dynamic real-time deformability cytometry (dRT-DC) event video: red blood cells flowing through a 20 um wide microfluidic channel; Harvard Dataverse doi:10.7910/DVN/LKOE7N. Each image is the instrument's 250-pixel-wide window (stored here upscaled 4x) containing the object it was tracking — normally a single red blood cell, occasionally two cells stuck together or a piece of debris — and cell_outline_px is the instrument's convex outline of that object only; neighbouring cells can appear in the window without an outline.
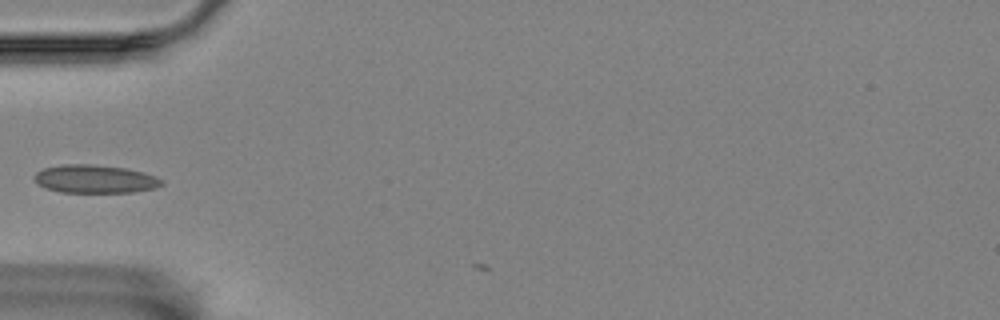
{"species": "Egyptian fruit bat (a non-hibernating species)", "species_latin": "Rousettus aegyptiacus", "temperature_condition": "room temperature", "stored_images_in_passage": 2, "camera_frame_rate_fps": 3000, "um_per_image_px": 0.085, "animal": {"sex": "female"}, "frame": {"image": 1, "passage_image": 1, "time_ms": 0.0, "image_size_px": [1000, 320], "cell_outline_px": [[164, 184], [156, 188], [132, 192], [60, 192], [44, 188], [36, 184], [32, 176], [36, 172], [44, 168], [64, 164], [92, 164], [124, 168], [144, 172], [156, 176], [164, 180]], "centroid_in_image_um": [8.06, 15.21], "position_along_channel_um": 76.9, "area_um2": 21.15}}